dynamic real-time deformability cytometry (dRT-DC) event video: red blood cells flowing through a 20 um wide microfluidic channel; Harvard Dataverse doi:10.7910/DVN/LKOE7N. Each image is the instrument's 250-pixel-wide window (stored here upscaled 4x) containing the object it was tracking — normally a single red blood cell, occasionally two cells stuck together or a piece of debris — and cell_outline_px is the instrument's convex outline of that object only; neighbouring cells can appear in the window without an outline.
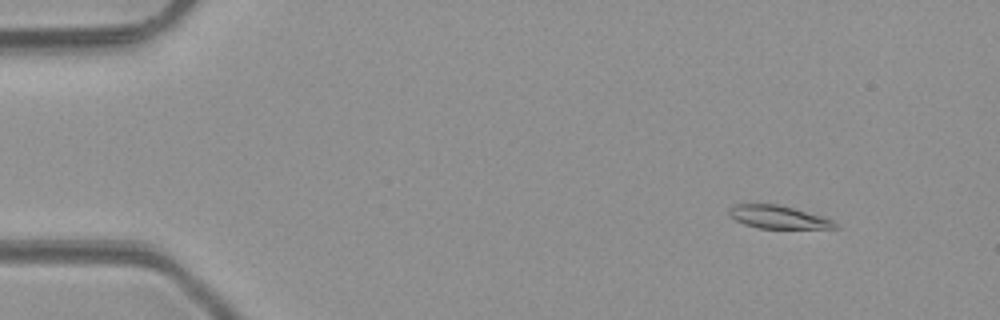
{"species": "common noctule bat (a hibernating species)", "species_latin": "Nyctalus noctula", "temperature_condition": "room temperature", "stored_images_in_passage": 5, "camera_frame_rate_fps": 3000, "um_per_image_px": 0.085, "animal": {"sex": "male", "body_mass_g": 23.1, "forearm_length_mm": 52.7}, "frame": {"image": 1, "passage_image": 1, "time_ms": 0.0, "image_size_px": [1000, 320], "cell_outline_px": [[840, 228], [760, 228], [744, 224], [728, 216], [728, 208], [736, 204], [776, 204], [792, 208], [820, 216], [832, 220]], "centroid_in_image_um": [66.08, 18.45], "position_along_channel_um": 18.9, "area_um2": 13.93}}
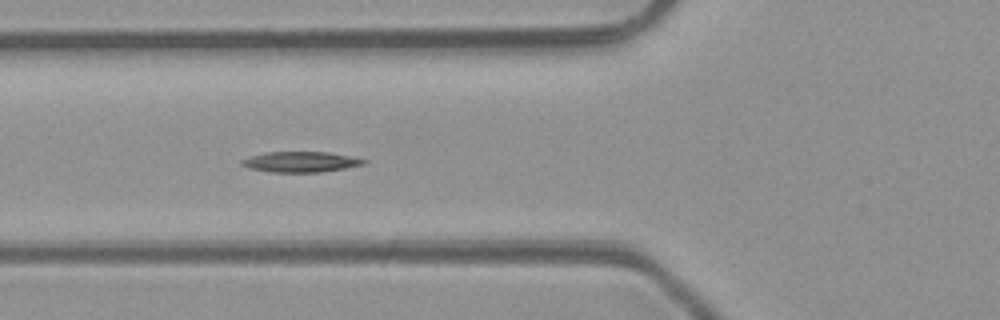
{"frame": {"image": 2, "passage_image": 5, "time_ms": 4.333, "image_size_px": [1000, 320], "cell_outline_px": [[368, 160], [364, 164], [344, 168], [320, 172], [272, 172], [248, 168], [240, 164], [240, 160], [248, 156], [264, 152], [328, 152], [352, 156]], "centroid_in_image_um": [25.51, 13.75], "position_along_channel_um": 100.3, "area_um2": 14.68}}